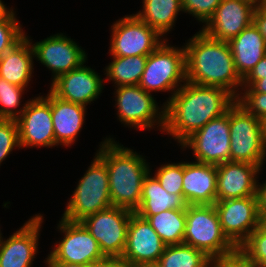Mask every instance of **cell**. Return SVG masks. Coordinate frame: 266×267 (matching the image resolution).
Here are the masks:
<instances>
[{"instance_id": "35", "label": "cell", "mask_w": 266, "mask_h": 267, "mask_svg": "<svg viewBox=\"0 0 266 267\" xmlns=\"http://www.w3.org/2000/svg\"><path fill=\"white\" fill-rule=\"evenodd\" d=\"M220 3L221 0H182V9L205 24Z\"/></svg>"}, {"instance_id": "40", "label": "cell", "mask_w": 266, "mask_h": 267, "mask_svg": "<svg viewBox=\"0 0 266 267\" xmlns=\"http://www.w3.org/2000/svg\"><path fill=\"white\" fill-rule=\"evenodd\" d=\"M266 78V55L255 65L243 80H259Z\"/></svg>"}, {"instance_id": "28", "label": "cell", "mask_w": 266, "mask_h": 267, "mask_svg": "<svg viewBox=\"0 0 266 267\" xmlns=\"http://www.w3.org/2000/svg\"><path fill=\"white\" fill-rule=\"evenodd\" d=\"M148 55L112 56L113 61L105 68L107 80L119 86L138 85L144 72Z\"/></svg>"}, {"instance_id": "44", "label": "cell", "mask_w": 266, "mask_h": 267, "mask_svg": "<svg viewBox=\"0 0 266 267\" xmlns=\"http://www.w3.org/2000/svg\"><path fill=\"white\" fill-rule=\"evenodd\" d=\"M12 8H7L6 5L0 0V20L4 18Z\"/></svg>"}, {"instance_id": "20", "label": "cell", "mask_w": 266, "mask_h": 267, "mask_svg": "<svg viewBox=\"0 0 266 267\" xmlns=\"http://www.w3.org/2000/svg\"><path fill=\"white\" fill-rule=\"evenodd\" d=\"M216 169V201L257 196V176L262 170L258 165L227 161L216 165Z\"/></svg>"}, {"instance_id": "15", "label": "cell", "mask_w": 266, "mask_h": 267, "mask_svg": "<svg viewBox=\"0 0 266 267\" xmlns=\"http://www.w3.org/2000/svg\"><path fill=\"white\" fill-rule=\"evenodd\" d=\"M16 121L20 148L55 146L51 105L43 96L29 99L25 110Z\"/></svg>"}, {"instance_id": "43", "label": "cell", "mask_w": 266, "mask_h": 267, "mask_svg": "<svg viewBox=\"0 0 266 267\" xmlns=\"http://www.w3.org/2000/svg\"><path fill=\"white\" fill-rule=\"evenodd\" d=\"M262 143L266 149V117L260 118Z\"/></svg>"}, {"instance_id": "16", "label": "cell", "mask_w": 266, "mask_h": 267, "mask_svg": "<svg viewBox=\"0 0 266 267\" xmlns=\"http://www.w3.org/2000/svg\"><path fill=\"white\" fill-rule=\"evenodd\" d=\"M165 246L147 219L132 212L121 259L140 267L156 265Z\"/></svg>"}, {"instance_id": "12", "label": "cell", "mask_w": 266, "mask_h": 267, "mask_svg": "<svg viewBox=\"0 0 266 267\" xmlns=\"http://www.w3.org/2000/svg\"><path fill=\"white\" fill-rule=\"evenodd\" d=\"M111 30V56L149 55L165 40L135 14L117 20Z\"/></svg>"}, {"instance_id": "1", "label": "cell", "mask_w": 266, "mask_h": 267, "mask_svg": "<svg viewBox=\"0 0 266 267\" xmlns=\"http://www.w3.org/2000/svg\"><path fill=\"white\" fill-rule=\"evenodd\" d=\"M235 101L236 99L223 88L186 81L165 102L163 132L181 145L209 121L226 113Z\"/></svg>"}, {"instance_id": "38", "label": "cell", "mask_w": 266, "mask_h": 267, "mask_svg": "<svg viewBox=\"0 0 266 267\" xmlns=\"http://www.w3.org/2000/svg\"><path fill=\"white\" fill-rule=\"evenodd\" d=\"M254 23L266 39V2L256 7Z\"/></svg>"}, {"instance_id": "26", "label": "cell", "mask_w": 266, "mask_h": 267, "mask_svg": "<svg viewBox=\"0 0 266 267\" xmlns=\"http://www.w3.org/2000/svg\"><path fill=\"white\" fill-rule=\"evenodd\" d=\"M143 9L135 15L162 37L174 27L177 15L183 12L182 0H143Z\"/></svg>"}, {"instance_id": "25", "label": "cell", "mask_w": 266, "mask_h": 267, "mask_svg": "<svg viewBox=\"0 0 266 267\" xmlns=\"http://www.w3.org/2000/svg\"><path fill=\"white\" fill-rule=\"evenodd\" d=\"M150 173L143 181L141 203L135 213L147 219L169 209H186L185 201L179 195L168 193Z\"/></svg>"}, {"instance_id": "37", "label": "cell", "mask_w": 266, "mask_h": 267, "mask_svg": "<svg viewBox=\"0 0 266 267\" xmlns=\"http://www.w3.org/2000/svg\"><path fill=\"white\" fill-rule=\"evenodd\" d=\"M241 91H244L243 93L266 94V78L259 80H243Z\"/></svg>"}, {"instance_id": "11", "label": "cell", "mask_w": 266, "mask_h": 267, "mask_svg": "<svg viewBox=\"0 0 266 267\" xmlns=\"http://www.w3.org/2000/svg\"><path fill=\"white\" fill-rule=\"evenodd\" d=\"M132 211L112 206L85 217L80 222L96 239L107 259L121 258L126 245Z\"/></svg>"}, {"instance_id": "31", "label": "cell", "mask_w": 266, "mask_h": 267, "mask_svg": "<svg viewBox=\"0 0 266 267\" xmlns=\"http://www.w3.org/2000/svg\"><path fill=\"white\" fill-rule=\"evenodd\" d=\"M26 88L19 87L14 84L7 82L4 78L0 77V118L6 120H17L28 101L23 104L22 109H17L21 101L22 94ZM24 91V92H23Z\"/></svg>"}, {"instance_id": "45", "label": "cell", "mask_w": 266, "mask_h": 267, "mask_svg": "<svg viewBox=\"0 0 266 267\" xmlns=\"http://www.w3.org/2000/svg\"><path fill=\"white\" fill-rule=\"evenodd\" d=\"M245 1H247V2H249L251 4H253V5H255L256 7L258 5H261L262 3H265L266 2V0H245Z\"/></svg>"}, {"instance_id": "6", "label": "cell", "mask_w": 266, "mask_h": 267, "mask_svg": "<svg viewBox=\"0 0 266 267\" xmlns=\"http://www.w3.org/2000/svg\"><path fill=\"white\" fill-rule=\"evenodd\" d=\"M183 243L203 251L209 258L237 248L223 233L214 205H186Z\"/></svg>"}, {"instance_id": "27", "label": "cell", "mask_w": 266, "mask_h": 267, "mask_svg": "<svg viewBox=\"0 0 266 267\" xmlns=\"http://www.w3.org/2000/svg\"><path fill=\"white\" fill-rule=\"evenodd\" d=\"M151 227L163 243L176 245L183 243L186 227V209H169L147 218Z\"/></svg>"}, {"instance_id": "10", "label": "cell", "mask_w": 266, "mask_h": 267, "mask_svg": "<svg viewBox=\"0 0 266 267\" xmlns=\"http://www.w3.org/2000/svg\"><path fill=\"white\" fill-rule=\"evenodd\" d=\"M58 229L64 234L63 238L50 251L46 261L70 262L91 267L107 259L96 239L81 222L61 218Z\"/></svg>"}, {"instance_id": "21", "label": "cell", "mask_w": 266, "mask_h": 267, "mask_svg": "<svg viewBox=\"0 0 266 267\" xmlns=\"http://www.w3.org/2000/svg\"><path fill=\"white\" fill-rule=\"evenodd\" d=\"M182 191L186 205H214L217 194L216 165L184 161Z\"/></svg>"}, {"instance_id": "48", "label": "cell", "mask_w": 266, "mask_h": 267, "mask_svg": "<svg viewBox=\"0 0 266 267\" xmlns=\"http://www.w3.org/2000/svg\"><path fill=\"white\" fill-rule=\"evenodd\" d=\"M1 235H2V233H1V230H0V242H1V238H2V236H1Z\"/></svg>"}, {"instance_id": "13", "label": "cell", "mask_w": 266, "mask_h": 267, "mask_svg": "<svg viewBox=\"0 0 266 267\" xmlns=\"http://www.w3.org/2000/svg\"><path fill=\"white\" fill-rule=\"evenodd\" d=\"M229 108L222 116L209 121L193 133L181 147L193 150L196 162L218 165L230 161Z\"/></svg>"}, {"instance_id": "39", "label": "cell", "mask_w": 266, "mask_h": 267, "mask_svg": "<svg viewBox=\"0 0 266 267\" xmlns=\"http://www.w3.org/2000/svg\"><path fill=\"white\" fill-rule=\"evenodd\" d=\"M257 198L259 214L262 222L266 225V180L263 184L257 182Z\"/></svg>"}, {"instance_id": "29", "label": "cell", "mask_w": 266, "mask_h": 267, "mask_svg": "<svg viewBox=\"0 0 266 267\" xmlns=\"http://www.w3.org/2000/svg\"><path fill=\"white\" fill-rule=\"evenodd\" d=\"M210 258L185 243L165 246L157 267H209Z\"/></svg>"}, {"instance_id": "30", "label": "cell", "mask_w": 266, "mask_h": 267, "mask_svg": "<svg viewBox=\"0 0 266 267\" xmlns=\"http://www.w3.org/2000/svg\"><path fill=\"white\" fill-rule=\"evenodd\" d=\"M266 258V248H236L234 251L211 257L209 267H258Z\"/></svg>"}, {"instance_id": "47", "label": "cell", "mask_w": 266, "mask_h": 267, "mask_svg": "<svg viewBox=\"0 0 266 267\" xmlns=\"http://www.w3.org/2000/svg\"><path fill=\"white\" fill-rule=\"evenodd\" d=\"M91 267H103V262H101L99 265L91 266Z\"/></svg>"}, {"instance_id": "14", "label": "cell", "mask_w": 266, "mask_h": 267, "mask_svg": "<svg viewBox=\"0 0 266 267\" xmlns=\"http://www.w3.org/2000/svg\"><path fill=\"white\" fill-rule=\"evenodd\" d=\"M31 42L34 58L53 73L54 81L64 73L80 67L87 60L86 52L73 39L58 33L42 41Z\"/></svg>"}, {"instance_id": "34", "label": "cell", "mask_w": 266, "mask_h": 267, "mask_svg": "<svg viewBox=\"0 0 266 267\" xmlns=\"http://www.w3.org/2000/svg\"><path fill=\"white\" fill-rule=\"evenodd\" d=\"M19 147V130L16 120H0V166L3 160Z\"/></svg>"}, {"instance_id": "19", "label": "cell", "mask_w": 266, "mask_h": 267, "mask_svg": "<svg viewBox=\"0 0 266 267\" xmlns=\"http://www.w3.org/2000/svg\"><path fill=\"white\" fill-rule=\"evenodd\" d=\"M104 79L84 63L52 81L50 91L60 99L85 107L102 93Z\"/></svg>"}, {"instance_id": "2", "label": "cell", "mask_w": 266, "mask_h": 267, "mask_svg": "<svg viewBox=\"0 0 266 267\" xmlns=\"http://www.w3.org/2000/svg\"><path fill=\"white\" fill-rule=\"evenodd\" d=\"M184 49L187 81L223 88L237 98L243 79L236 71L228 42L212 39L200 30L188 40Z\"/></svg>"}, {"instance_id": "4", "label": "cell", "mask_w": 266, "mask_h": 267, "mask_svg": "<svg viewBox=\"0 0 266 267\" xmlns=\"http://www.w3.org/2000/svg\"><path fill=\"white\" fill-rule=\"evenodd\" d=\"M214 206L223 233L237 248H266L257 196L216 201Z\"/></svg>"}, {"instance_id": "23", "label": "cell", "mask_w": 266, "mask_h": 267, "mask_svg": "<svg viewBox=\"0 0 266 267\" xmlns=\"http://www.w3.org/2000/svg\"><path fill=\"white\" fill-rule=\"evenodd\" d=\"M236 71L244 79L266 55V39L253 22L229 42Z\"/></svg>"}, {"instance_id": "46", "label": "cell", "mask_w": 266, "mask_h": 267, "mask_svg": "<svg viewBox=\"0 0 266 267\" xmlns=\"http://www.w3.org/2000/svg\"><path fill=\"white\" fill-rule=\"evenodd\" d=\"M258 267H266V258L259 264Z\"/></svg>"}, {"instance_id": "41", "label": "cell", "mask_w": 266, "mask_h": 267, "mask_svg": "<svg viewBox=\"0 0 266 267\" xmlns=\"http://www.w3.org/2000/svg\"><path fill=\"white\" fill-rule=\"evenodd\" d=\"M103 267H140L121 258L106 259L103 261Z\"/></svg>"}, {"instance_id": "3", "label": "cell", "mask_w": 266, "mask_h": 267, "mask_svg": "<svg viewBox=\"0 0 266 267\" xmlns=\"http://www.w3.org/2000/svg\"><path fill=\"white\" fill-rule=\"evenodd\" d=\"M96 155L105 163L112 206L135 212L141 203L145 177L151 172L145 158L113 138L101 142Z\"/></svg>"}, {"instance_id": "36", "label": "cell", "mask_w": 266, "mask_h": 267, "mask_svg": "<svg viewBox=\"0 0 266 267\" xmlns=\"http://www.w3.org/2000/svg\"><path fill=\"white\" fill-rule=\"evenodd\" d=\"M236 102L254 117L259 119L266 117V94L242 93L240 91Z\"/></svg>"}, {"instance_id": "42", "label": "cell", "mask_w": 266, "mask_h": 267, "mask_svg": "<svg viewBox=\"0 0 266 267\" xmlns=\"http://www.w3.org/2000/svg\"><path fill=\"white\" fill-rule=\"evenodd\" d=\"M48 267H88L82 264L62 262V261H45Z\"/></svg>"}, {"instance_id": "24", "label": "cell", "mask_w": 266, "mask_h": 267, "mask_svg": "<svg viewBox=\"0 0 266 267\" xmlns=\"http://www.w3.org/2000/svg\"><path fill=\"white\" fill-rule=\"evenodd\" d=\"M34 51L28 36H25L0 57V77L19 87L31 81Z\"/></svg>"}, {"instance_id": "5", "label": "cell", "mask_w": 266, "mask_h": 267, "mask_svg": "<svg viewBox=\"0 0 266 267\" xmlns=\"http://www.w3.org/2000/svg\"><path fill=\"white\" fill-rule=\"evenodd\" d=\"M112 207L105 163L95 154L86 173L78 181L62 218L80 222L85 217Z\"/></svg>"}, {"instance_id": "22", "label": "cell", "mask_w": 266, "mask_h": 267, "mask_svg": "<svg viewBox=\"0 0 266 267\" xmlns=\"http://www.w3.org/2000/svg\"><path fill=\"white\" fill-rule=\"evenodd\" d=\"M44 98L51 105L55 146H70L77 139L83 127L86 107L81 104L65 101L55 96L50 90Z\"/></svg>"}, {"instance_id": "17", "label": "cell", "mask_w": 266, "mask_h": 267, "mask_svg": "<svg viewBox=\"0 0 266 267\" xmlns=\"http://www.w3.org/2000/svg\"><path fill=\"white\" fill-rule=\"evenodd\" d=\"M255 9L245 0H221L201 31L212 39L229 42L254 22Z\"/></svg>"}, {"instance_id": "8", "label": "cell", "mask_w": 266, "mask_h": 267, "mask_svg": "<svg viewBox=\"0 0 266 267\" xmlns=\"http://www.w3.org/2000/svg\"><path fill=\"white\" fill-rule=\"evenodd\" d=\"M230 161L247 162L260 168L266 160L260 119L248 113L236 101L229 107Z\"/></svg>"}, {"instance_id": "33", "label": "cell", "mask_w": 266, "mask_h": 267, "mask_svg": "<svg viewBox=\"0 0 266 267\" xmlns=\"http://www.w3.org/2000/svg\"><path fill=\"white\" fill-rule=\"evenodd\" d=\"M24 36L25 32L17 21L12 8V10L0 20V57L16 45Z\"/></svg>"}, {"instance_id": "9", "label": "cell", "mask_w": 266, "mask_h": 267, "mask_svg": "<svg viewBox=\"0 0 266 267\" xmlns=\"http://www.w3.org/2000/svg\"><path fill=\"white\" fill-rule=\"evenodd\" d=\"M115 105L119 121L130 128L152 129L158 125L163 132L165 125V104L158 107L151 93L139 85L116 87ZM161 111H160V110ZM156 123V124H155ZM132 126V127H131Z\"/></svg>"}, {"instance_id": "32", "label": "cell", "mask_w": 266, "mask_h": 267, "mask_svg": "<svg viewBox=\"0 0 266 267\" xmlns=\"http://www.w3.org/2000/svg\"><path fill=\"white\" fill-rule=\"evenodd\" d=\"M154 176L168 193L179 195L183 199V162L165 163L158 168Z\"/></svg>"}, {"instance_id": "18", "label": "cell", "mask_w": 266, "mask_h": 267, "mask_svg": "<svg viewBox=\"0 0 266 267\" xmlns=\"http://www.w3.org/2000/svg\"><path fill=\"white\" fill-rule=\"evenodd\" d=\"M43 216L35 214L8 239L1 238L0 267H31L38 252Z\"/></svg>"}, {"instance_id": "7", "label": "cell", "mask_w": 266, "mask_h": 267, "mask_svg": "<svg viewBox=\"0 0 266 267\" xmlns=\"http://www.w3.org/2000/svg\"><path fill=\"white\" fill-rule=\"evenodd\" d=\"M186 81L184 46L178 48L168 45L166 38L148 55L138 85L149 93L171 91L172 97Z\"/></svg>"}]
</instances>
